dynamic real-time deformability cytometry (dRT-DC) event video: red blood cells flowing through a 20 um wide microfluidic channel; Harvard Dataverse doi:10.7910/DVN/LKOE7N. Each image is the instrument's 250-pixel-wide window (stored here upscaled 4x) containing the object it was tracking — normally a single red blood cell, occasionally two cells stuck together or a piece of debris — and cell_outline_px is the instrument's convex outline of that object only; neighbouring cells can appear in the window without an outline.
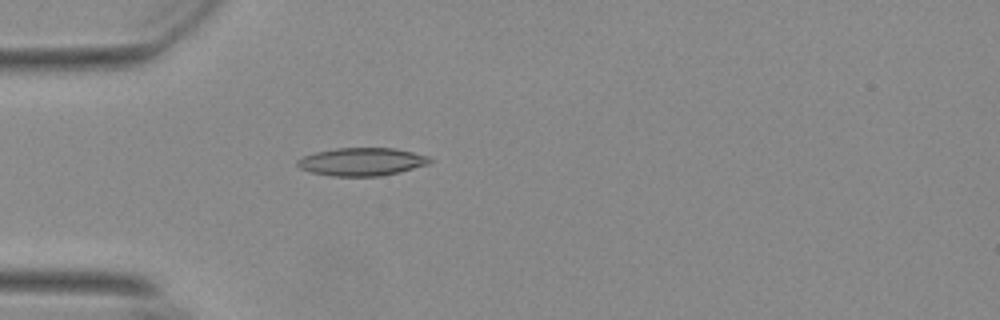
{"species": "Egyptian fruit bat (a non-hibernating species)", "species_latin": "Rousettus aegyptiacus", "temperature_condition": "warm", "stored_images_in_passage": 11, "camera_frame_rate_fps": 3000, "um_per_image_px": 0.085, "animal": {"sex": "female"}, "frame": {"image": 1, "passage_image": 6, "time_ms": 1.667, "image_size_px": [1000, 320], "cell_outline_px": [[432, 160], [428, 164], [380, 176], [332, 176], [312, 172], [300, 168], [296, 164], [296, 160], [304, 156], [316, 152], [336, 148], [396, 148], [428, 156]], "centroid_in_image_um": [30.72, 13.74], "position_along_channel_um": 54.3, "area_um2": 21.33}}
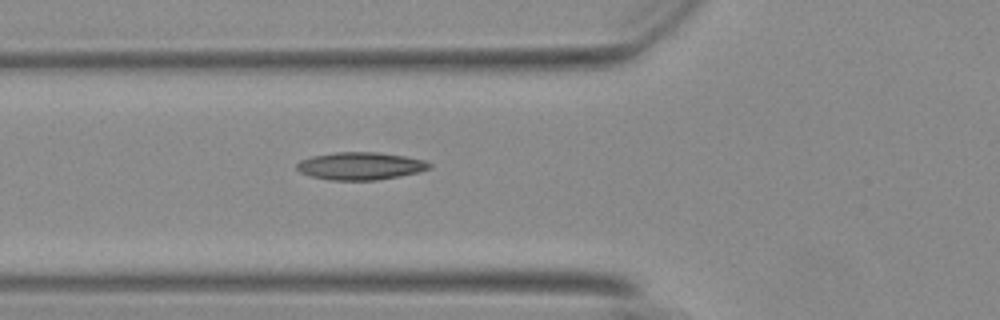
{"frame": {"image": 2, "passage_image": 10, "time_ms": 3.0, "image_size_px": [1000, 320], "cell_outline_px": [[432, 168], [420, 172], [400, 176], [376, 180], [328, 180], [312, 176], [300, 172], [296, 168], [296, 164], [300, 160], [312, 156], [336, 152], [380, 152], [404, 156], [424, 160], [432, 164]], "centroid_in_image_um": [30.65, 14.11], "position_along_channel_um": 95.1, "area_um2": 21.44}}